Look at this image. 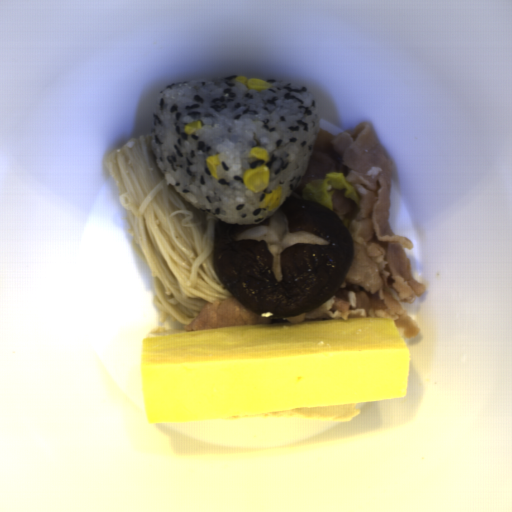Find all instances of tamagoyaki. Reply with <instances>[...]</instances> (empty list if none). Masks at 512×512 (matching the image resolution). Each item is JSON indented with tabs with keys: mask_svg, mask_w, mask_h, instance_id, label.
Wrapping results in <instances>:
<instances>
[{
	"mask_svg": "<svg viewBox=\"0 0 512 512\" xmlns=\"http://www.w3.org/2000/svg\"><path fill=\"white\" fill-rule=\"evenodd\" d=\"M147 424L407 396V343L394 318L206 327L147 336Z\"/></svg>",
	"mask_w": 512,
	"mask_h": 512,
	"instance_id": "obj_1",
	"label": "tamagoyaki"
}]
</instances>
